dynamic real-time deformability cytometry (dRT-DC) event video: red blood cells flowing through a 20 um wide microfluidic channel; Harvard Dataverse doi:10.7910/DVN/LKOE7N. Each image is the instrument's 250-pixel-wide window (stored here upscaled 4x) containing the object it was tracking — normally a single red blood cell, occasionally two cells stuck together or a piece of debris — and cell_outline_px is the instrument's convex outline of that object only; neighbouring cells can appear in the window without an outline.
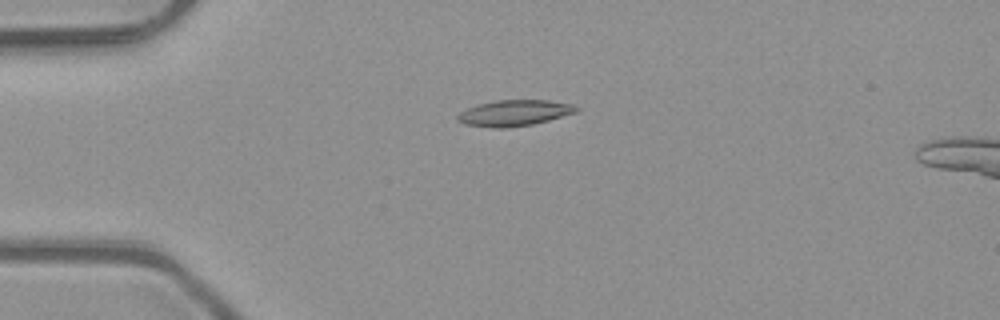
{"species": "common noctule bat (a hibernating species)", "species_latin": "Nyctalus noctula", "temperature_condition": "room temperature", "stored_images_in_passage": 5, "camera_frame_rate_fps": 3000, "um_per_image_px": 0.085, "animal": {"sex": "male", "body_mass_g": 23.1, "forearm_length_mm": 52.7}, "frame": {"image": 1, "passage_image": 4, "time_ms": 1.0, "image_size_px": [1000, 320], "cell_outline_px": [[580, 108], [576, 112], [548, 120], [532, 124], [504, 128], [496, 128], [464, 124], [456, 120], [456, 116], [460, 112], [476, 104], [496, 100], [548, 100], [572, 104]], "centroid_in_image_um": [43.68, 9.59], "position_along_channel_um": 41.3, "area_um2": 17.92}}